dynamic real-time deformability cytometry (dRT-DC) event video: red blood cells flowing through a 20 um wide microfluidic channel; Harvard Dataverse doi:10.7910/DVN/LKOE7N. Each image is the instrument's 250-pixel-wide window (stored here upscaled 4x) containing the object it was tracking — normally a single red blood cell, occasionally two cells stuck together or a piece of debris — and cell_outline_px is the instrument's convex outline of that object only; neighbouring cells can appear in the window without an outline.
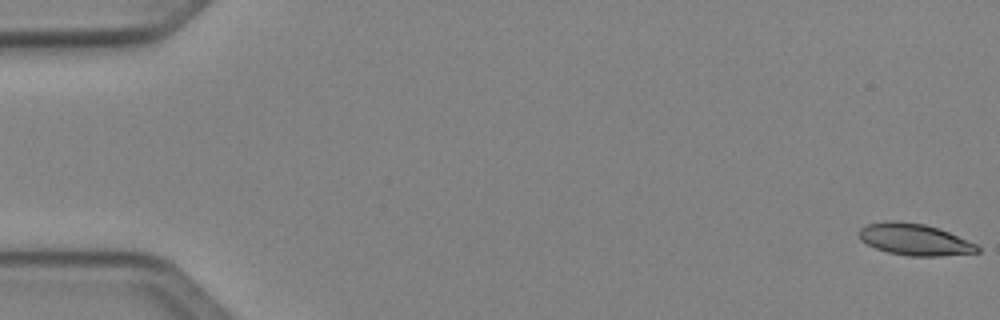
{"species": "Egyptian fruit bat (a non-hibernating species)", "species_latin": "Rousettus aegyptiacus", "temperature_condition": "cold", "stored_images_in_passage": 51, "camera_frame_rate_fps": 3000, "um_per_image_px": 0.085, "animal": {"sex": "female"}, "frame": {"image": 1, "passage_image": 1, "time_ms": 0.0, "image_size_px": [1000, 320], "cell_outline_px": [[980, 252], [940, 256], [908, 256], [888, 252], [876, 248], [860, 240], [856, 232], [864, 224], [884, 220], [896, 220], [924, 224], [948, 232], [976, 244], [980, 248]], "centroid_in_image_um": [77.67, 20.34], "position_along_channel_um": 7.3, "area_um2": 21.96}}
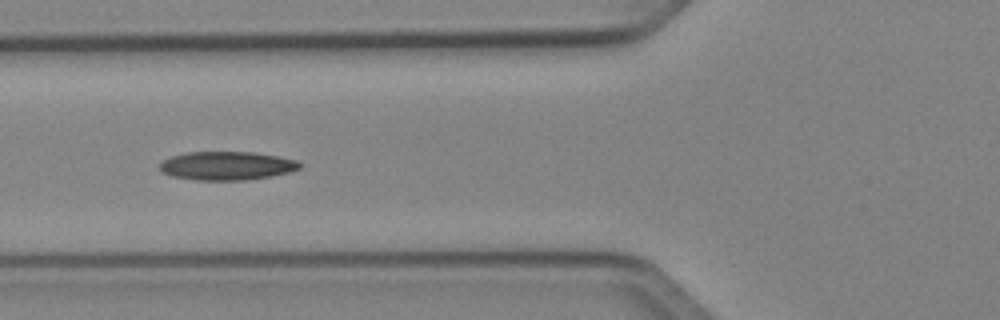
{"frame": {"image": 2, "passage_image": 20, "time_ms": 6.333, "image_size_px": [1000, 320], "cell_outline_px": [[304, 164], [300, 168], [288, 172], [272, 176], [248, 180], [196, 180], [172, 176], [160, 172], [160, 164], [164, 160], [172, 156], [188, 152], [252, 152], [276, 156], [296, 160]], "centroid_in_image_um": [19.28, 14.09], "position_along_channel_um": 106.5, "area_um2": 23.29}}
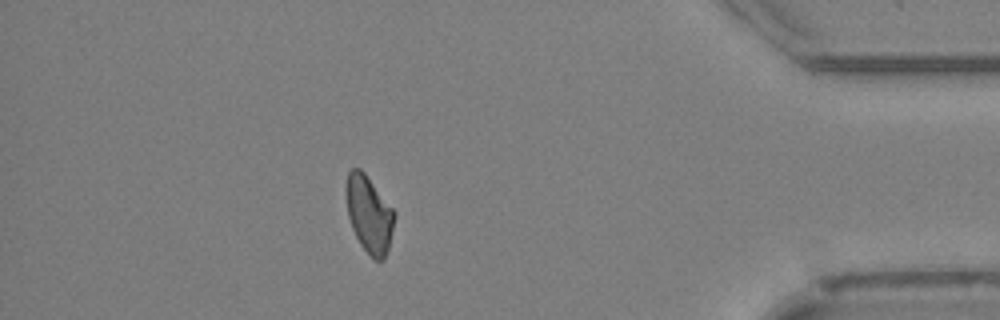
{"frame": {"image": 3, "passage_image": 45, "time_ms": 14.667, "image_size_px": [1000, 320], "cell_outline_px": [[396, 216], [388, 248], [384, 260], [376, 260], [360, 244], [352, 228], [348, 216], [344, 192], [344, 188], [348, 172], [352, 168], [360, 168], [364, 172], [396, 212]], "centroid_in_image_um": [31.36, 18.16], "position_along_channel_um": 403.8, "area_um2": 21.73}}